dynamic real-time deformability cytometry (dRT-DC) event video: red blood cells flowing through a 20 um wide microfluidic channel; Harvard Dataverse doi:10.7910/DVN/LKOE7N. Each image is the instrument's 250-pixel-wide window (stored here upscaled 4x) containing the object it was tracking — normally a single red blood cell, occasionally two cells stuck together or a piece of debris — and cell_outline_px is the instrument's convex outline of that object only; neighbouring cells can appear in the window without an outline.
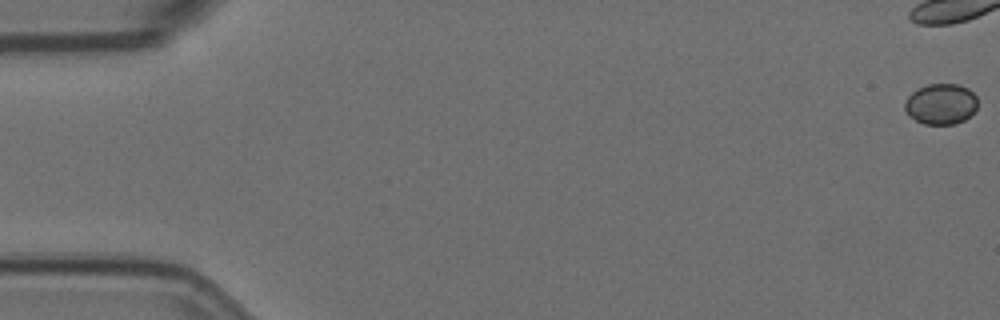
{"species": "Egyptian fruit bat (a non-hibernating species)", "species_latin": "Rousettus aegyptiacus", "temperature_condition": "room temperature", "stored_images_in_passage": 45, "camera_frame_rate_fps": 3000, "um_per_image_px": 0.085, "animal": {"sex": "female"}, "frame": {"image": 1, "passage_image": 1, "time_ms": 0.0, "image_size_px": [1000, 320], "cell_outline_px": [[976, 112], [964, 120], [956, 124], [924, 124], [908, 116], [904, 108], [904, 100], [916, 88], [928, 84], [960, 84], [968, 88], [976, 96]], "centroid_in_image_um": [79.96, 8.84], "position_along_channel_um": 5.0, "area_um2": 17.57}}